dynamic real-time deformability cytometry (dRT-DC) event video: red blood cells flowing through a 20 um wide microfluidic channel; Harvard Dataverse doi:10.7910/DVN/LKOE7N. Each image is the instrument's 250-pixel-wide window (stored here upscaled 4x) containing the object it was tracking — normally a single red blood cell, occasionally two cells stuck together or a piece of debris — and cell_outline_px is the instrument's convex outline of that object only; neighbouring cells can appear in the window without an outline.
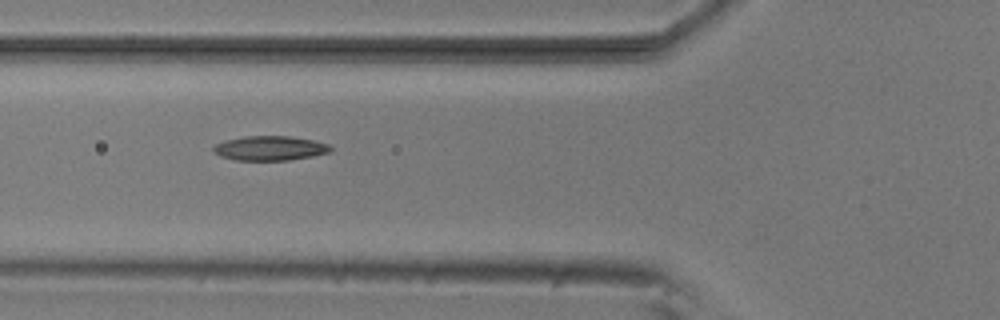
{"species": "common noctule bat (a hibernating species)", "species_latin": "Nyctalus noctula", "temperature_condition": "room temperature", "stored_images_in_passage": 8, "camera_frame_rate_fps": 3000, "um_per_image_px": 0.085, "animal": {"sex": "male", "body_mass_g": 20.5, "forearm_length_mm": 52.5}, "frame": {"image": 1, "passage_image": 4, "time_ms": 1.0, "image_size_px": [1000, 320], "cell_outline_px": [[332, 152], [312, 156], [288, 160], [236, 160], [220, 156], [212, 152], [212, 148], [216, 144], [228, 140], [244, 136], [288, 136], [312, 140], [328, 144], [332, 148]], "centroid_in_image_um": [22.94, 12.6], "position_along_channel_um": 102.9, "area_um2": 16.65}}
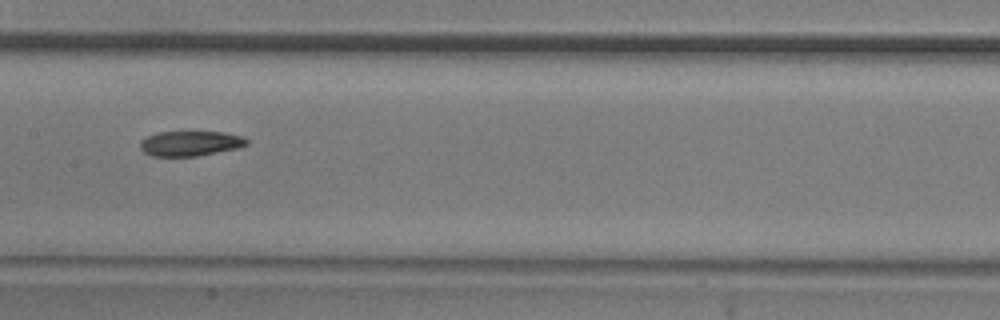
{"frame": {"image": 2, "passage_image": 6, "time_ms": 1.667, "image_size_px": [1000, 320], "cell_outline_px": [[248, 144], [236, 148], [196, 156], [152, 156], [144, 152], [140, 148], [140, 140], [156, 132], [224, 132], [240, 136], [248, 140]], "centroid_in_image_um": [16.13, 12.19], "position_along_channel_um": 191.3, "area_um2": 15.37}}
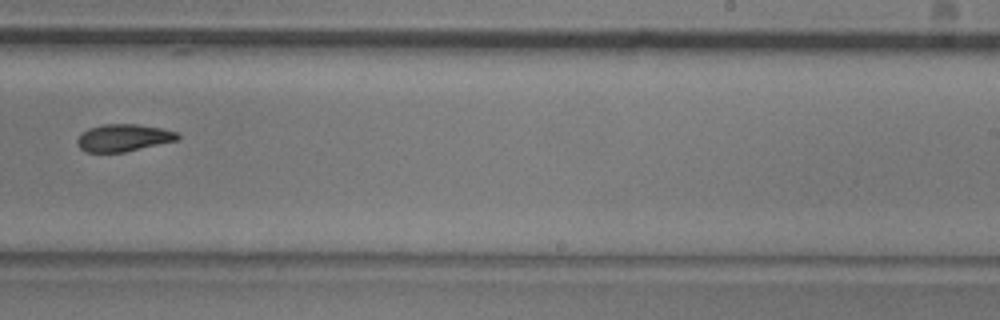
{"frame": {"image": 3, "passage_image": 8, "time_ms": 2.333, "image_size_px": [1000, 320], "cell_outline_px": [[180, 140], [124, 152], [84, 152], [76, 144], [76, 140], [80, 132], [88, 128], [104, 124], [136, 124], [160, 128], [176, 132], [180, 136]], "centroid_in_image_um": [10.46, 11.71], "position_along_channel_um": 278.5, "area_um2": 16.13}}